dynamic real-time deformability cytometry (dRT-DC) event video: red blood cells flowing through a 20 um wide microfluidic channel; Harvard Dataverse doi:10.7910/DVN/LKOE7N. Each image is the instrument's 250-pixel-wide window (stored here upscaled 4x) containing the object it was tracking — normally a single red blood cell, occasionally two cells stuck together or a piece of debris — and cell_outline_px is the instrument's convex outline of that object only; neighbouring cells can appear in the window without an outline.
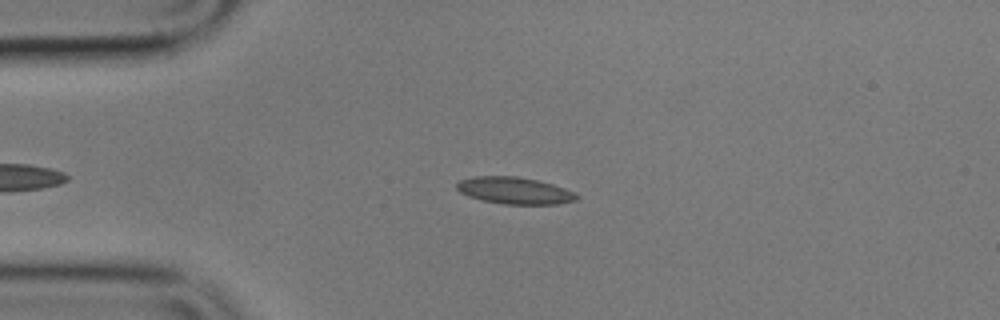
{"species": "common noctule bat (a hibernating species)", "species_latin": "Nyctalus noctula", "temperature_condition": "cold", "stored_images_in_passage": 5, "camera_frame_rate_fps": 3000, "um_per_image_px": 0.085, "animal": {"sex": "male", "body_mass_g": 17.9}, "frame": {"image": 1, "passage_image": 3, "time_ms": 2.333, "image_size_px": [1000, 320], "cell_outline_px": [[580, 196], [576, 200], [556, 204], [504, 204], [480, 200], [468, 196], [460, 192], [456, 188], [456, 184], [460, 180], [476, 176], [516, 176], [536, 180], [552, 184], [564, 188]], "centroid_in_image_um": [43.7, 16.2], "position_along_channel_um": 41.3, "area_um2": 18.67}}
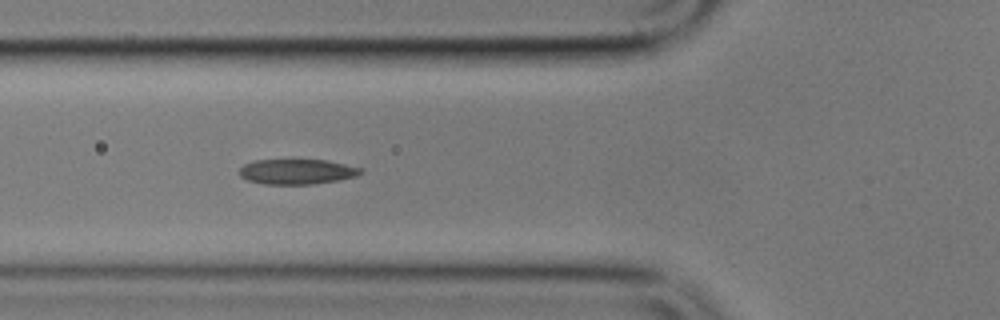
{"frame": {"image": 2, "passage_image": 5, "time_ms": 4.667, "image_size_px": [1000, 320], "cell_outline_px": [[364, 172], [356, 176], [340, 180], [312, 184], [264, 184], [248, 180], [240, 176], [240, 168], [244, 164], [252, 160], [328, 160], [364, 168]], "centroid_in_image_um": [25.28, 14.58], "position_along_channel_um": 100.5, "area_um2": 17.92}}